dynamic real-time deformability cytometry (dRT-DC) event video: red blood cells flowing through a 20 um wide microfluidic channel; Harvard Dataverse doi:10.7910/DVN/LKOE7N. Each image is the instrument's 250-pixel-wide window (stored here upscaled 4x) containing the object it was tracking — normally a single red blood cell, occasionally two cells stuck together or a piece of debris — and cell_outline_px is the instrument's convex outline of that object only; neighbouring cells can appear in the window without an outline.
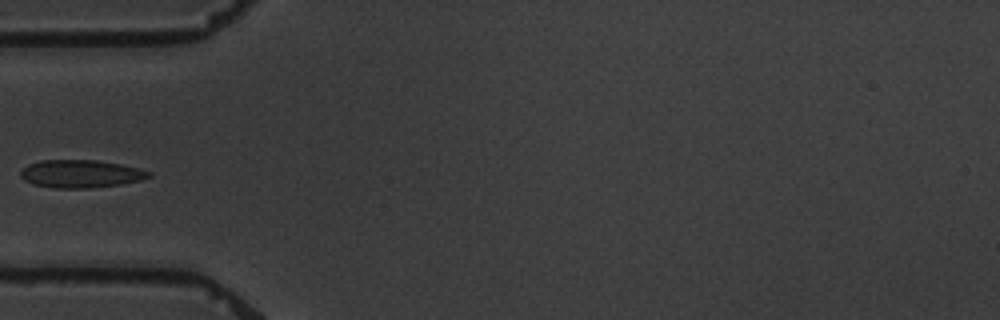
{"species": "common noctule bat (a hibernating species)", "species_latin": "Nyctalus noctula", "temperature_condition": "warm", "stored_images_in_passage": 8, "camera_frame_rate_fps": 3000, "um_per_image_px": 0.085, "animal": {"sex": "male", "body_mass_g": 19.5, "forearm_length_mm": 54.6}, "frame": {"image": 1, "passage_image": 5, "time_ms": 5.0, "image_size_px": [1000, 320], "cell_outline_px": [[152, 176], [140, 180], [120, 184], [92, 188], [56, 188], [32, 184], [24, 180], [20, 176], [20, 172], [28, 164], [40, 160], [96, 160], [120, 164], [140, 168], [152, 172]], "centroid_in_image_um": [6.87, 14.77], "position_along_channel_um": 78.1, "area_um2": 20.87}}
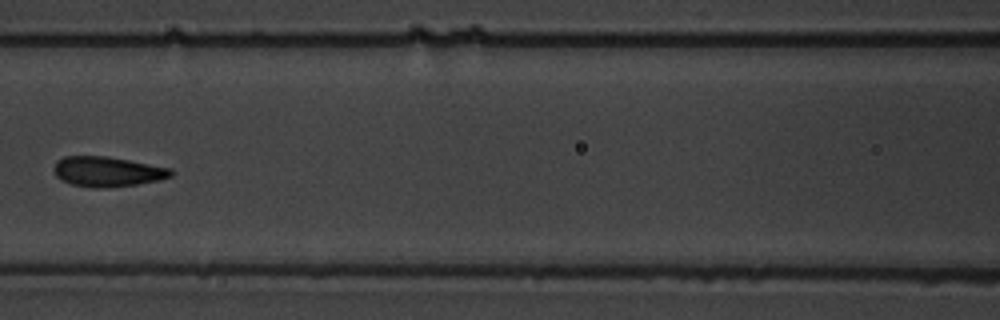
{"frame": {"image": 2, "passage_image": 7, "time_ms": 7.333, "image_size_px": [1000, 320], "cell_outline_px": [[172, 176], [156, 180], [136, 184], [108, 188], [92, 188], [72, 184], [60, 180], [56, 176], [56, 160], [64, 156], [108, 156], [172, 168]], "centroid_in_image_um": [9.12, 14.58], "position_along_channel_um": 157.5, "area_um2": 20.4}}
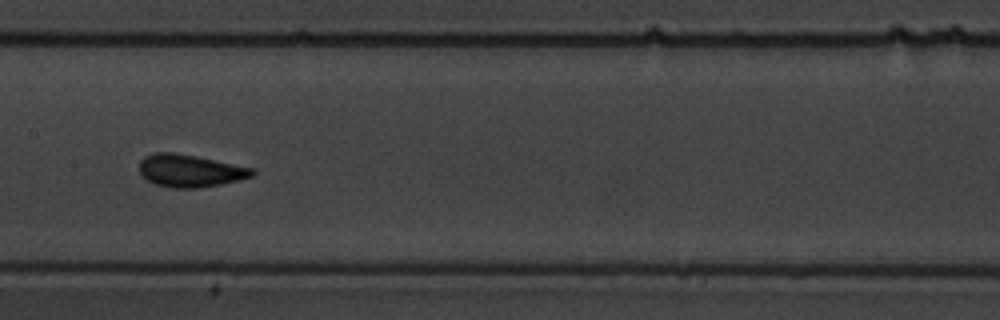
{"frame": {"image": 3, "passage_image": 8, "time_ms": 8.333, "image_size_px": [1000, 320], "cell_outline_px": [[256, 172], [252, 176], [240, 180], [220, 184], [196, 188], [172, 188], [156, 184], [148, 180], [140, 172], [140, 160], [144, 156], [156, 152], [172, 152], [196, 156], [256, 168]], "centroid_in_image_um": [16.19, 14.5], "position_along_channel_um": 191.2, "area_um2": 21.39}}